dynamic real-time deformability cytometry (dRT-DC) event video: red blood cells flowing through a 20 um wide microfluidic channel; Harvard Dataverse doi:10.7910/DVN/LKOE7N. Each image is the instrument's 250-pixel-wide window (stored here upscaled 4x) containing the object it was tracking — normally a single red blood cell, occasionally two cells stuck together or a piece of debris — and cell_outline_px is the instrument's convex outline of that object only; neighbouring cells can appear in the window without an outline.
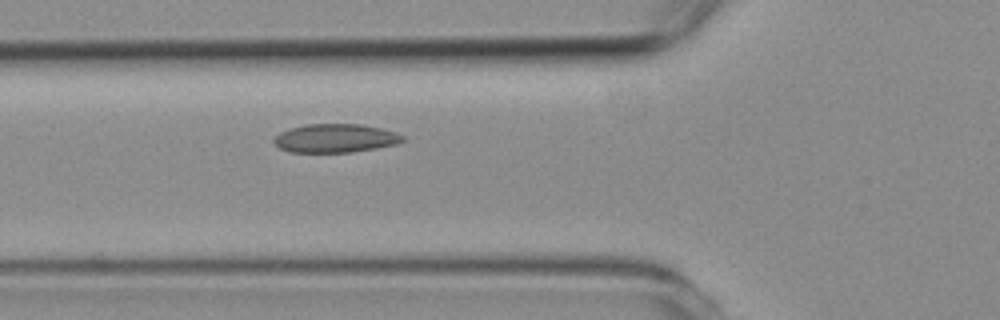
{"species": "common noctule bat (a hibernating species)", "species_latin": "Nyctalus noctula", "temperature_condition": "room temperature", "stored_images_in_passage": 2, "camera_frame_rate_fps": 3000, "um_per_image_px": 0.085, "animal": {"sex": "female", "body_mass_g": 19.3, "forearm_length_mm": 54.1}, "frame": {"image": 1, "passage_image": 2, "time_ms": 1.0, "image_size_px": [1000, 320], "cell_outline_px": [[404, 140], [396, 144], [376, 148], [348, 152], [288, 152], [280, 148], [272, 140], [280, 132], [288, 128], [304, 124], [360, 124], [380, 128], [396, 132], [404, 136]], "centroid_in_image_um": [28.48, 11.74], "position_along_channel_um": 97.3, "area_um2": 21.44}}